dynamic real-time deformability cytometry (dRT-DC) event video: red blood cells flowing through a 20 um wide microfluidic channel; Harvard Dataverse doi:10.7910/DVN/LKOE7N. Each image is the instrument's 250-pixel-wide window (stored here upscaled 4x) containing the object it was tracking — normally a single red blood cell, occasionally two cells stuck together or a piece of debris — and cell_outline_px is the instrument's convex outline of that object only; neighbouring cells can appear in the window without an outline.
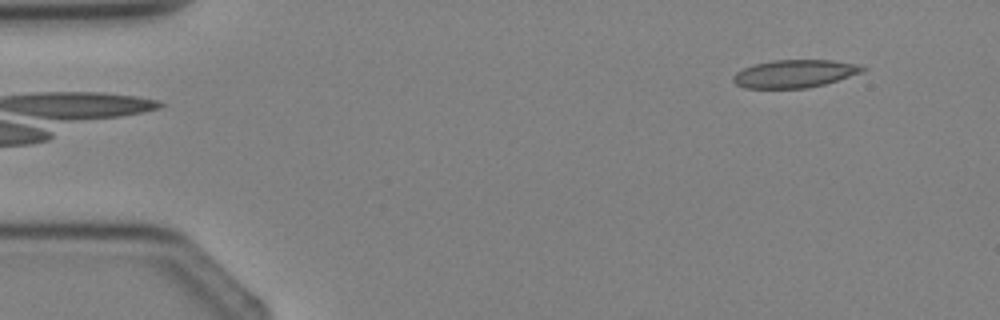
{"species": "Egyptian fruit bat (a non-hibernating species)", "species_latin": "Rousettus aegyptiacus", "temperature_condition": "cold", "stored_images_in_passage": 3, "camera_frame_rate_fps": 3000, "um_per_image_px": 0.085, "animal": {"sex": "female"}, "frame": {"image": 1, "passage_image": 3, "time_ms": 2.333, "image_size_px": [1000, 320], "cell_outline_px": [[868, 68], [860, 72], [824, 84], [808, 88], [744, 88], [736, 84], [732, 80], [732, 76], [736, 72], [752, 64], [772, 60], [832, 60], [860, 64]], "centroid_in_image_um": [67.5, 6.25], "position_along_channel_um": 17.5, "area_um2": 20.98}}